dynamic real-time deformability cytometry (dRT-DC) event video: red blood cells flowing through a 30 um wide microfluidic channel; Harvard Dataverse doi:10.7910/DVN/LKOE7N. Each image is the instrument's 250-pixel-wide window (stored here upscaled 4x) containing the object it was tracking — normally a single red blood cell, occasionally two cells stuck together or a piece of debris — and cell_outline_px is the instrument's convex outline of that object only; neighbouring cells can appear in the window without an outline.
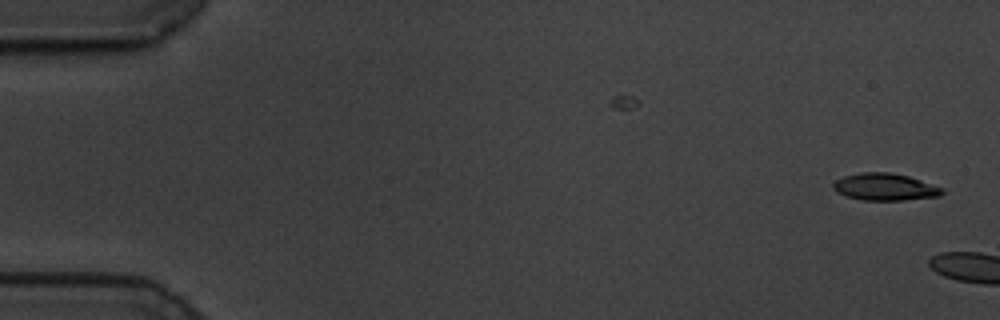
{"species": "common noctule bat (a hibernating species)", "species_latin": "Nyctalus noctula", "temperature_condition": "cold", "stored_images_in_passage": 4, "camera_frame_rate_fps": 3000, "um_per_image_px": 0.085, "animal": {"sex": "male", "body_mass_g": 19.5, "forearm_length_mm": 54.6}, "frame": {"image": 1, "passage_image": 1, "time_ms": 0.0, "image_size_px": [1000, 320], "cell_outline_px": [[944, 192], [940, 196], [904, 200], [860, 200], [836, 192], [832, 188], [832, 184], [836, 180], [844, 176], [860, 172], [888, 172], [908, 176], [944, 188]], "centroid_in_image_um": [75.21, 15.89], "position_along_channel_um": 9.8, "area_um2": 17.22}}